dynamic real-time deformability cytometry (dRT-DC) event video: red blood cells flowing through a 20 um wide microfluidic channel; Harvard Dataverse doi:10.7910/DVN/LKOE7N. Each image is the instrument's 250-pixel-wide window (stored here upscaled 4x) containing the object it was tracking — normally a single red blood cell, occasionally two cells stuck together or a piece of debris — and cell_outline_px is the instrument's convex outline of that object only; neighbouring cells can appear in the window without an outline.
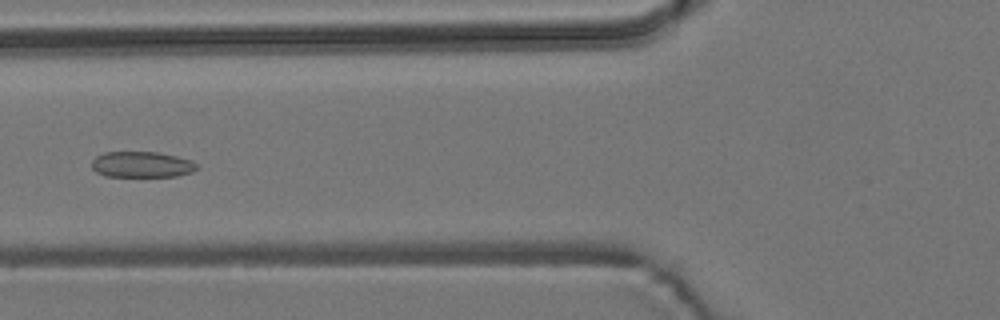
{"species": "common noctule bat (a hibernating species)", "species_latin": "Nyctalus noctula", "temperature_condition": "room temperature", "stored_images_in_passage": 6, "camera_frame_rate_fps": 3000, "um_per_image_px": 0.085, "animal": {"sex": "male", "body_mass_g": 19.2, "forearm_length_mm": 51.8}, "frame": {"image": 1, "passage_image": 6, "time_ms": 6.0, "image_size_px": [1000, 320], "cell_outline_px": [[200, 168], [192, 172], [176, 176], [104, 176], [96, 172], [92, 168], [92, 160], [96, 156], [104, 152], [160, 152], [192, 160], [200, 164]], "centroid_in_image_um": [12.09, 13.98], "position_along_channel_um": 113.7, "area_um2": 16.07}}